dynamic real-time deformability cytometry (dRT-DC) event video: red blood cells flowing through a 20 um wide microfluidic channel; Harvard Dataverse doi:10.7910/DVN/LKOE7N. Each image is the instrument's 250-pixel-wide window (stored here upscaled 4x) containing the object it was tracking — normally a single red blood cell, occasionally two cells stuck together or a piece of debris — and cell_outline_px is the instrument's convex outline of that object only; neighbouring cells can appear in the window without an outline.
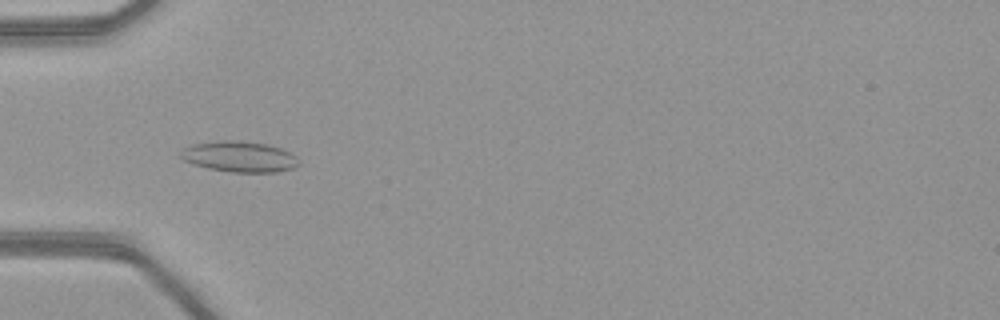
{"species": "common noctule bat (a hibernating species)", "species_latin": "Nyctalus noctula", "temperature_condition": "warm", "stored_images_in_passage": 52, "camera_frame_rate_fps": 3000, "um_per_image_px": 0.085, "animal": {"sex": "female", "body_mass_g": 21.9}, "frame": {"image": 1, "passage_image": 18, "time_ms": 5.667, "image_size_px": [1000, 320], "cell_outline_px": [[300, 164], [292, 168], [276, 172], [232, 172], [208, 168], [184, 160], [180, 156], [184, 148], [192, 144], [224, 140], [236, 140], [268, 144], [280, 148], [296, 156]], "centroid_in_image_um": [20.37, 13.31], "position_along_channel_um": 64.6, "area_um2": 20.92}}
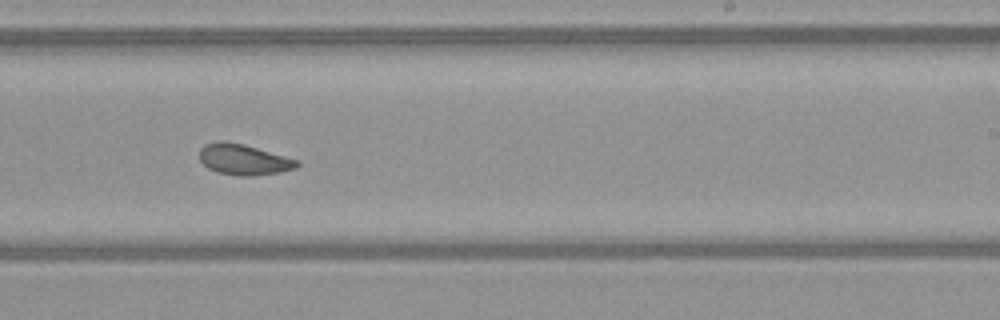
{"frame": {"image": 2, "passage_image": 33, "time_ms": 10.667, "image_size_px": [1000, 320], "cell_outline_px": [[300, 164], [296, 168], [280, 172], [252, 176], [240, 176], [216, 172], [208, 168], [200, 160], [200, 148], [204, 144], [216, 140], [224, 140], [244, 144], [300, 160]], "centroid_in_image_um": [20.71, 13.55], "position_along_channel_um": 268.3, "area_um2": 17.74}}
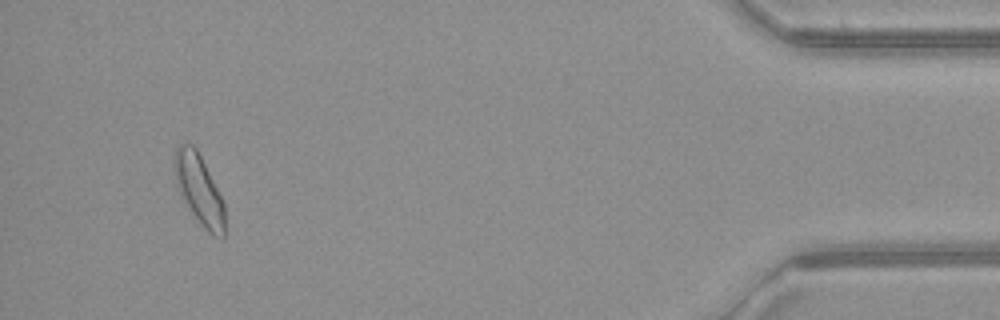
{"frame": {"image": 3, "passage_image": 49, "time_ms": 16.0, "image_size_px": [1000, 320], "cell_outline_px": [[224, 236], [212, 236], [204, 228], [180, 196], [176, 188], [172, 160], [176, 148], [180, 144], [192, 144], [196, 148], [224, 204]], "centroid_in_image_um": [16.86, 16.08], "position_along_channel_um": 418.3, "area_um2": 20.23}, "authors_computed_cell_mechanics": {"area_um2": 19.0451, "velocity_mm_per_s": 4.1103, "shape_relaxation_time_tau1_ms": 6.8614, "shape_relaxation_time_tau2_ms": 2.4483, "deformation_change_tau1": 0.1592, "deformation_change_tau2": 0.0906}}